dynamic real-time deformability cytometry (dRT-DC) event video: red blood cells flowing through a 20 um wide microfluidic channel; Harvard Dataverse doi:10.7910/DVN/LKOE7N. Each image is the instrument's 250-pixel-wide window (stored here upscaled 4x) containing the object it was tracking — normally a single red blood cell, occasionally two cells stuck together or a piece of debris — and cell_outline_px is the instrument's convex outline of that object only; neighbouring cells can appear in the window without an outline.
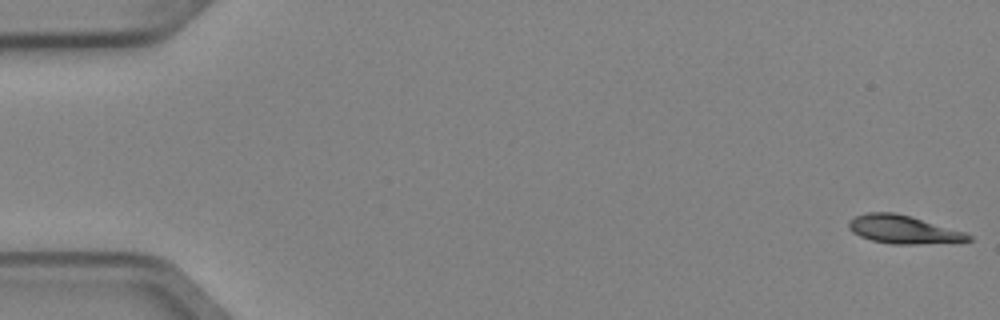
{"species": "Egyptian fruit bat (a non-hibernating species)", "species_latin": "Rousettus aegyptiacus", "temperature_condition": "cold", "stored_images_in_passage": 4, "camera_frame_rate_fps": 3000, "um_per_image_px": 0.085, "animal": {"sex": "female"}, "frame": {"image": 1, "passage_image": 1, "time_ms": 0.0, "image_size_px": [1000, 320], "cell_outline_px": [[972, 240], [916, 244], [892, 244], [872, 240], [860, 236], [852, 232], [848, 228], [848, 220], [856, 216], [868, 212], [896, 212], [912, 216], [964, 232], [972, 236]], "centroid_in_image_um": [76.73, 19.49], "position_along_channel_um": 8.3, "area_um2": 19.54}}
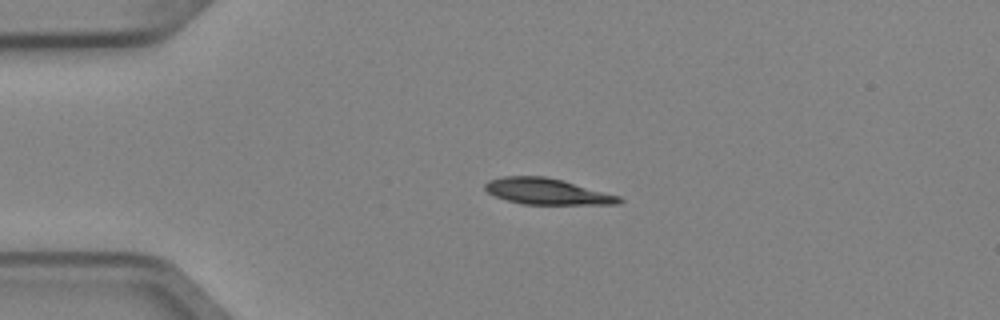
{"frame": {"image": 2, "passage_image": 4, "time_ms": 1.0, "image_size_px": [1000, 320], "cell_outline_px": [[624, 200], [620, 204], [524, 204], [508, 200], [496, 196], [488, 192], [484, 188], [484, 184], [488, 180], [504, 176], [544, 176], [564, 180], [620, 196]], "centroid_in_image_um": [46.52, 16.27], "position_along_channel_um": 38.5, "area_um2": 20.35}}